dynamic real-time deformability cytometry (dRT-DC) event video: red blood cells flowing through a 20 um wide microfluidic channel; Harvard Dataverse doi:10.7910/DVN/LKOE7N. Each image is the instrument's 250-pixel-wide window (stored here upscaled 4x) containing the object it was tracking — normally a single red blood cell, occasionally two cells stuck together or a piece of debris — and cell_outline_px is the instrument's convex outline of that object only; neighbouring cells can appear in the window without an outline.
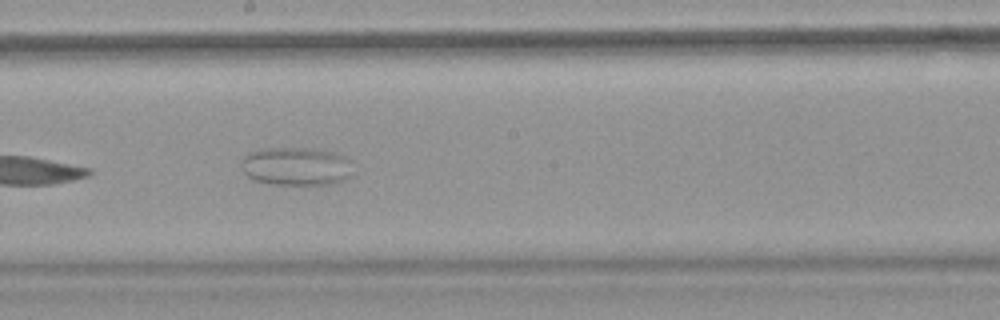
{"species": "common noctule bat (a hibernating species)", "species_latin": "Nyctalus noctula", "temperature_condition": "warm", "stored_images_in_passage": 12, "camera_frame_rate_fps": 3000, "um_per_image_px": 0.085, "animal": {"sex": "female", "body_mass_g": 18.4}, "frame": {"image": 1, "passage_image": 7, "time_ms": 8.0, "image_size_px": [1000, 320], "cell_outline_px": [[348, 176], [332, 184], [272, 184], [252, 180], [244, 172], [240, 164], [244, 156], [248, 152], [264, 148], [316, 148], [332, 152], [344, 156], [348, 160]], "centroid_in_image_um": [25.07, 14.12], "position_along_channel_um": 223.1, "area_um2": 24.62}}